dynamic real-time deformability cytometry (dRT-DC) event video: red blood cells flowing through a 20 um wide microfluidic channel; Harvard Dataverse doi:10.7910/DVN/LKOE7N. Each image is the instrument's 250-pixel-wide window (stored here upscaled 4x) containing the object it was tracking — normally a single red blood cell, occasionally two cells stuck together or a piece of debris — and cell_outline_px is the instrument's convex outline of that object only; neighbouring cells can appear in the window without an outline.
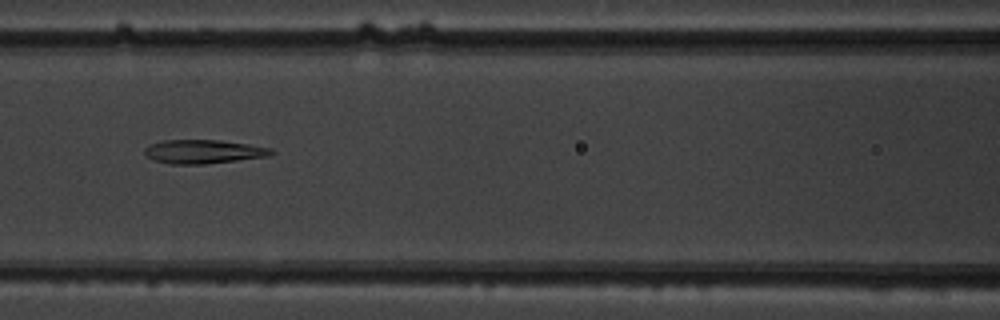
{"species": "common noctule bat (a hibernating species)", "species_latin": "Nyctalus noctula", "temperature_condition": "warm", "stored_images_in_passage": 46, "camera_frame_rate_fps": 3000, "um_per_image_px": 0.085, "animal": {"sex": "male", "body_mass_g": 19.5, "forearm_length_mm": 54.6}, "frame": {"image": 1, "passage_image": 21, "time_ms": 6.667, "image_size_px": [1000, 320], "cell_outline_px": [[276, 152], [268, 156], [204, 164], [168, 164], [152, 160], [144, 152], [144, 148], [148, 144], [164, 140], [220, 140], [248, 144], [272, 148]], "centroid_in_image_um": [17.26, 12.88], "position_along_channel_um": 149.3, "area_um2": 17.63}}
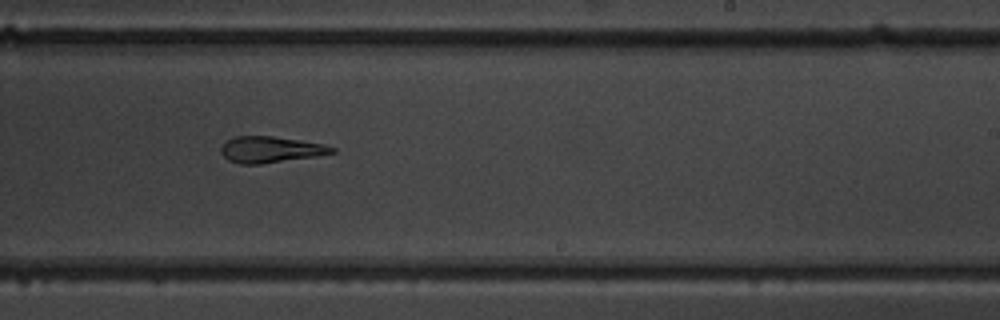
{"frame": {"image": 2, "passage_image": 30, "time_ms": 9.667, "image_size_px": [1000, 320], "cell_outline_px": [[336, 152], [316, 156], [260, 164], [240, 164], [228, 160], [220, 152], [220, 148], [228, 140], [236, 136], [272, 136], [300, 140], [324, 144], [336, 148]], "centroid_in_image_um": [23.0, 12.71], "position_along_channel_um": 266.0, "area_um2": 16.88}}
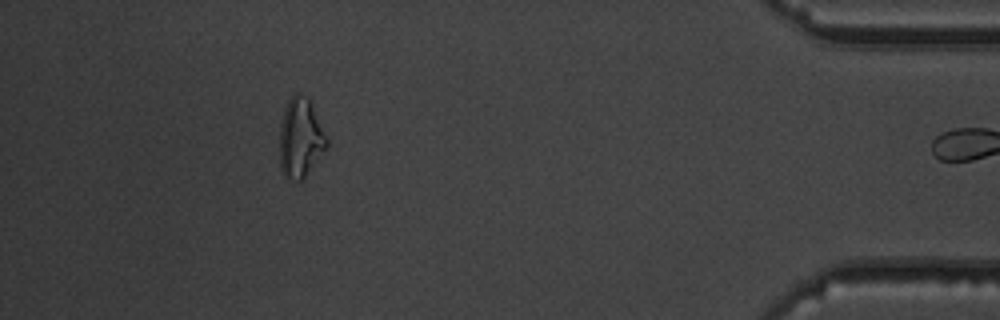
{"frame": {"image": 3, "passage_image": 45, "time_ms": 14.667, "image_size_px": [1000, 320], "cell_outline_px": [[328, 148], [304, 176], [300, 180], [296, 180], [284, 176], [280, 168], [280, 124], [284, 108], [292, 92], [300, 92], [308, 96], [328, 140]], "centroid_in_image_um": [25.53, 11.66], "position_along_channel_um": 409.7, "area_um2": 21.91}}